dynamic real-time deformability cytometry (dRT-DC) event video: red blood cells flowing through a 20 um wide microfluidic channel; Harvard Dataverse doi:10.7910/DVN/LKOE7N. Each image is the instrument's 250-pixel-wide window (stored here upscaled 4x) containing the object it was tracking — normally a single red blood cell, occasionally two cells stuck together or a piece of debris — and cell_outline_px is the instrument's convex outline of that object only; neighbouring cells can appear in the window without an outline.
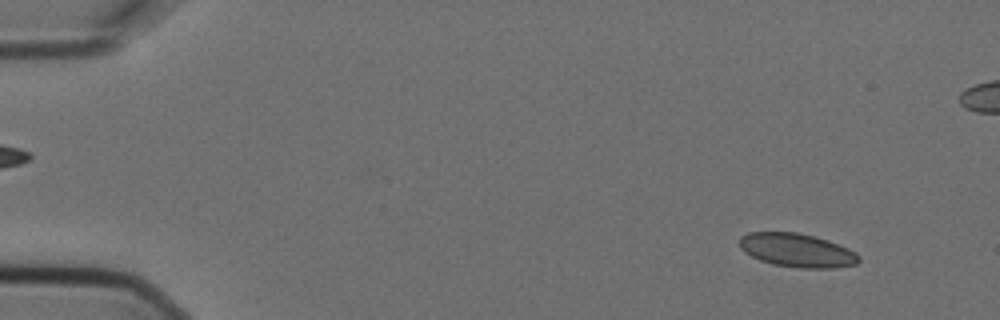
{"species": "Egyptian fruit bat (a non-hibernating species)", "species_latin": "Rousettus aegyptiacus", "temperature_condition": "cold", "stored_images_in_passage": 8, "camera_frame_rate_fps": 3000, "um_per_image_px": 0.085, "animal": {"sex": "female"}, "frame": {"image": 1, "passage_image": 2, "time_ms": 0.333, "image_size_px": [1000, 320], "cell_outline_px": [[860, 260], [856, 264], [836, 268], [800, 268], [772, 264], [760, 260], [744, 252], [740, 248], [740, 236], [748, 232], [796, 232], [828, 240], [848, 248], [856, 252], [860, 256]], "centroid_in_image_um": [67.75, 21.28], "position_along_channel_um": 17.3, "area_um2": 23.47}}
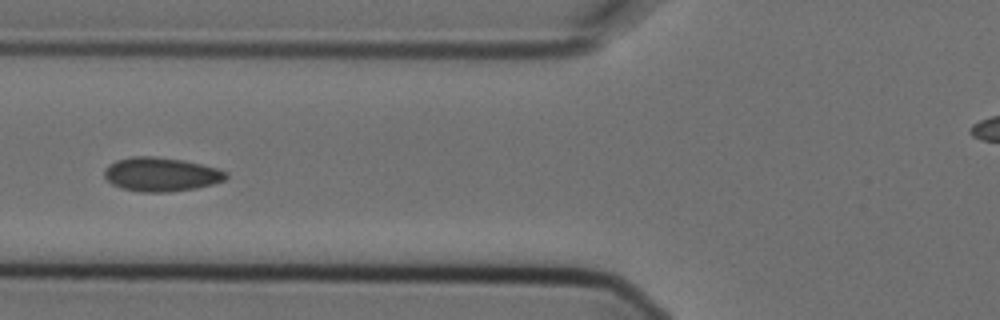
{"frame": {"image": 2, "passage_image": 7, "time_ms": 2.0, "image_size_px": [1000, 320], "cell_outline_px": [[228, 176], [224, 180], [212, 184], [196, 188], [168, 192], [140, 192], [120, 188], [112, 184], [104, 176], [104, 172], [108, 164], [116, 160], [132, 156], [152, 156], [184, 160], [216, 168], [228, 172]], "centroid_in_image_um": [13.67, 14.82], "position_along_channel_um": 112.1, "area_um2": 24.1}}
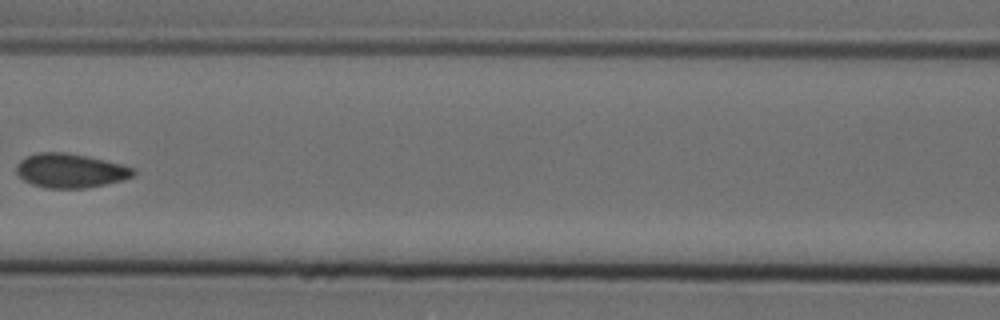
{"frame": {"image": 3, "passage_image": 8, "time_ms": 2.333, "image_size_px": [1000, 320], "cell_outline_px": [[136, 172], [132, 176], [124, 180], [84, 188], [44, 188], [32, 184], [24, 180], [16, 172], [16, 164], [24, 156], [36, 152], [64, 152], [88, 156], [136, 168]], "centroid_in_image_um": [5.95, 14.49], "position_along_channel_um": 160.6, "area_um2": 23.41}}